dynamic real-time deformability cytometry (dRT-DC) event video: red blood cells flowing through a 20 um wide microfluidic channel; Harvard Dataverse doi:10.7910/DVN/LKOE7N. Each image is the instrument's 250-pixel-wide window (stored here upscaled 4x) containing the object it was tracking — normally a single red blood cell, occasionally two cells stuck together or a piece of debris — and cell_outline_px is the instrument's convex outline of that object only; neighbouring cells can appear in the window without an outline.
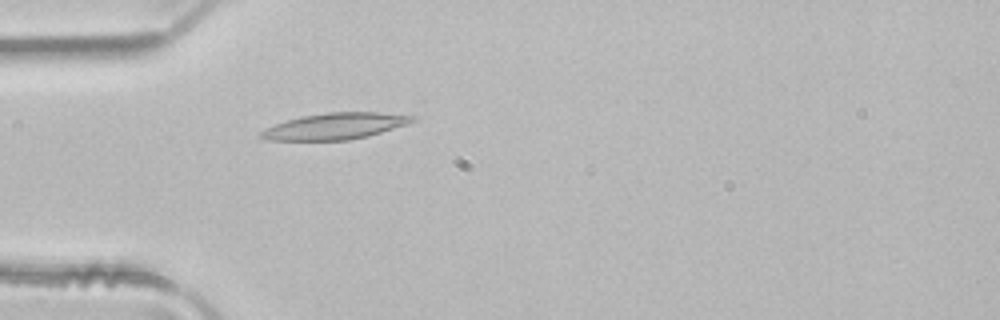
{"species": "common noctule bat (a hibernating species)", "species_latin": "Nyctalus noctula", "temperature_condition": "room temperature", "stored_images_in_passage": 3, "camera_frame_rate_fps": 3000, "um_per_image_px": 0.085, "animal": {"sex": "male", "body_mass_g": 21.5, "forearm_length_mm": 52.0}, "frame": {"image": 1, "passage_image": 3, "time_ms": 0.667, "image_size_px": [1000, 320], "cell_outline_px": [[416, 120], [408, 124], [368, 136], [348, 140], [264, 140], [260, 136], [260, 132], [276, 124], [300, 116], [328, 112], [380, 112], [416, 116]], "centroid_in_image_um": [28.53, 10.72], "position_along_channel_um": 56.5, "area_um2": 23.12}}